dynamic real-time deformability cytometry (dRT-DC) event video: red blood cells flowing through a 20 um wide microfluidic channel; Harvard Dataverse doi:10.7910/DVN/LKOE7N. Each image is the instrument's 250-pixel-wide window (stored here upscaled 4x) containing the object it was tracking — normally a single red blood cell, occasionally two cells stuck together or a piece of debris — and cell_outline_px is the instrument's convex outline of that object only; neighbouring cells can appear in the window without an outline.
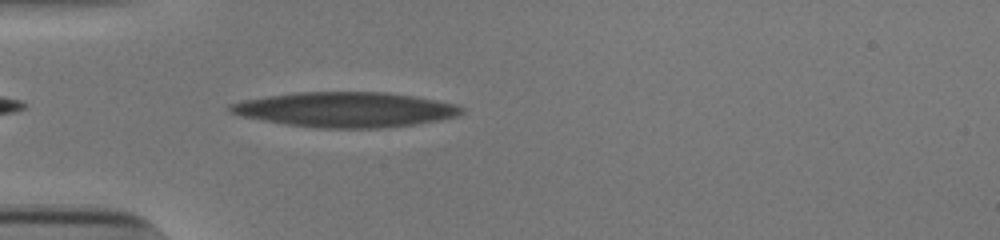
{"species": "human", "species_latin": "Homo sapiens", "temperature_condition": "cold", "stored_images_in_passage": 40, "camera_frame_rate_fps": 3000, "um_per_image_px": 0.085, "donor": {"sex": "male"}, "frame": {"image": 1, "passage_image": 2, "time_ms": 0.333, "image_size_px": [1000, 240], "cell_outline_px": [[464, 112], [456, 116], [436, 120], [412, 124], [380, 128], [316, 128], [284, 124], [240, 116], [228, 112], [224, 108], [228, 104], [240, 100], [296, 92], [384, 92], [416, 96], [456, 104], [464, 108]], "centroid_in_image_um": [29.28, 9.31], "position_along_channel_um": 55.7, "area_um2": 47.45}}
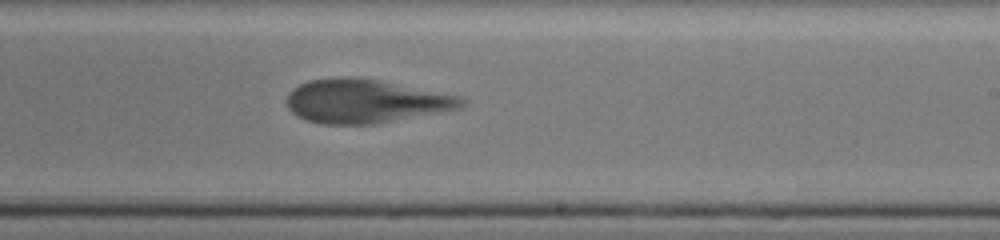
{"frame": {"image": 2, "passage_image": 19, "time_ms": 6.0, "image_size_px": [1000, 240], "cell_outline_px": [[464, 104], [460, 108], [440, 112], [376, 124], [320, 124], [304, 120], [296, 116], [288, 108], [288, 92], [292, 88], [308, 80], [344, 76], [380, 80], [464, 96]], "centroid_in_image_um": [31.06, 8.6], "position_along_channel_um": 257.9, "area_um2": 44.8}}
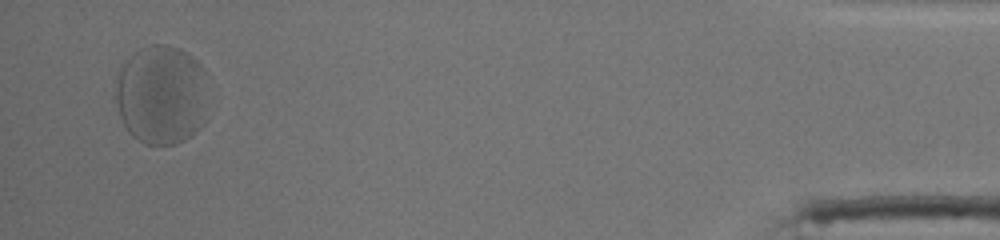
{"frame": {"image": 3, "passage_image": 38, "time_ms": 12.333, "image_size_px": [1000, 240], "cell_outline_px": [[204, 124], [188, 136], [172, 144], [144, 144], [132, 136], [124, 124], [120, 116], [112, 96], [120, 72], [124, 64], [140, 48], [152, 44], [164, 44], [180, 48], [192, 56], [200, 64], [204, 72]], "centroid_in_image_um": [13.67, 8.05], "position_along_channel_um": 421.5, "area_um2": 53.23}, "authors_computed_cell_mechanics": {"area_um2": 46.1244, "velocity_mm_per_s": 3.7405, "shape_relaxation_time_tau1_ms": 3.7102, "shape_relaxation_time_tau2_ms": 0.826, "deformation_change_tau1": 0.1746, "deformation_change_tau2": 0.0728}}